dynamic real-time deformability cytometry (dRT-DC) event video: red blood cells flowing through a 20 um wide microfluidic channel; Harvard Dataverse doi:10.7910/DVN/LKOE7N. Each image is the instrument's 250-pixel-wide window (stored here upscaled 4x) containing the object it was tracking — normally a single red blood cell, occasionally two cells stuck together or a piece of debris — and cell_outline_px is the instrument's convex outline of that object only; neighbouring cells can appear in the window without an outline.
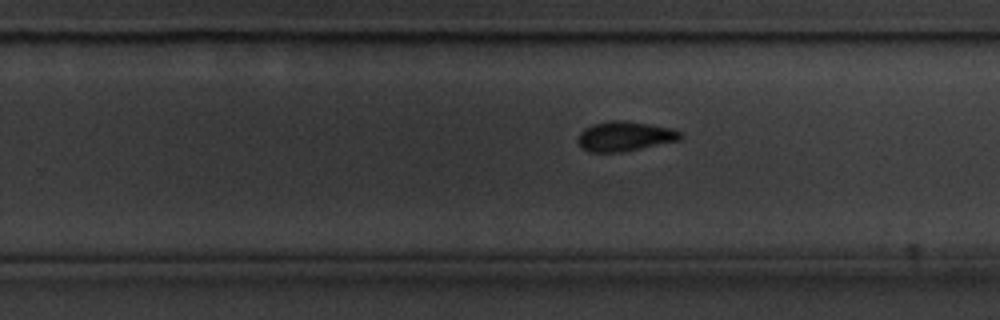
{"species": "common noctule bat (a hibernating species)", "species_latin": "Nyctalus noctula", "temperature_condition": "cold", "stored_images_in_passage": 38, "camera_frame_rate_fps": 3000, "um_per_image_px": 0.085, "animal": {"sex": "male", "body_mass_g": 20.1, "forearm_length_mm": 53.5}, "frame": {"image": 1, "passage_image": 20, "time_ms": 6.333, "image_size_px": [1000, 320], "cell_outline_px": [[684, 136], [680, 140], [620, 152], [588, 152], [580, 148], [576, 140], [580, 132], [584, 128], [592, 124], [608, 120], [624, 120], [672, 128], [680, 132]], "centroid_in_image_um": [53.05, 11.58], "position_along_channel_um": 276.7, "area_um2": 17.92}}
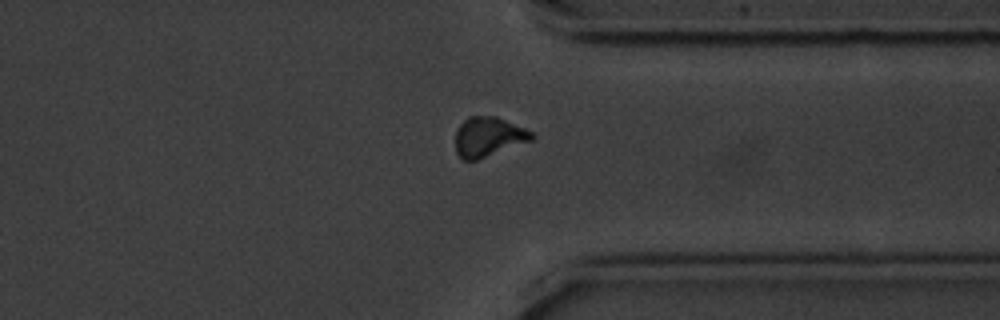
{"frame": {"image": 2, "passage_image": 28, "time_ms": 9.0, "image_size_px": [1000, 320], "cell_outline_px": [[536, 136], [532, 140], [476, 160], [464, 160], [456, 152], [456, 128], [468, 116], [496, 116], [524, 128], [532, 132]], "centroid_in_image_um": [41.5, 11.62], "position_along_channel_um": 369.9, "area_um2": 17.46}}
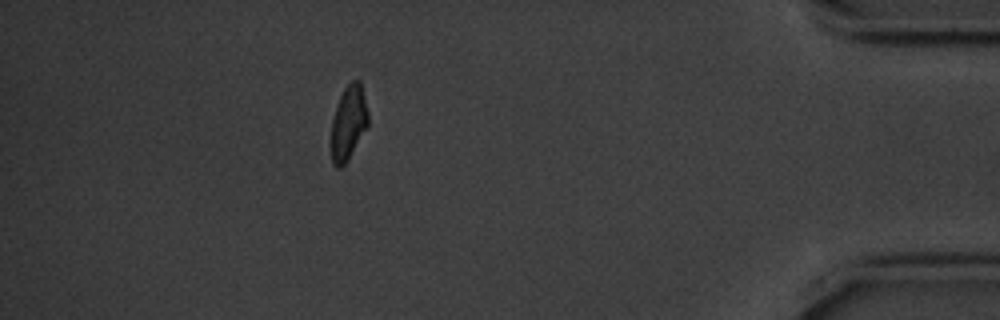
{"frame": {"image": 3, "passage_image": 35, "time_ms": 11.333, "image_size_px": [1000, 320], "cell_outline_px": [[368, 128], [348, 160], [340, 168], [336, 168], [332, 164], [332, 120], [340, 96], [344, 88], [352, 80], [360, 80], [368, 112]], "centroid_in_image_um": [29.64, 10.45], "position_along_channel_um": 405.6, "area_um2": 16.01}}